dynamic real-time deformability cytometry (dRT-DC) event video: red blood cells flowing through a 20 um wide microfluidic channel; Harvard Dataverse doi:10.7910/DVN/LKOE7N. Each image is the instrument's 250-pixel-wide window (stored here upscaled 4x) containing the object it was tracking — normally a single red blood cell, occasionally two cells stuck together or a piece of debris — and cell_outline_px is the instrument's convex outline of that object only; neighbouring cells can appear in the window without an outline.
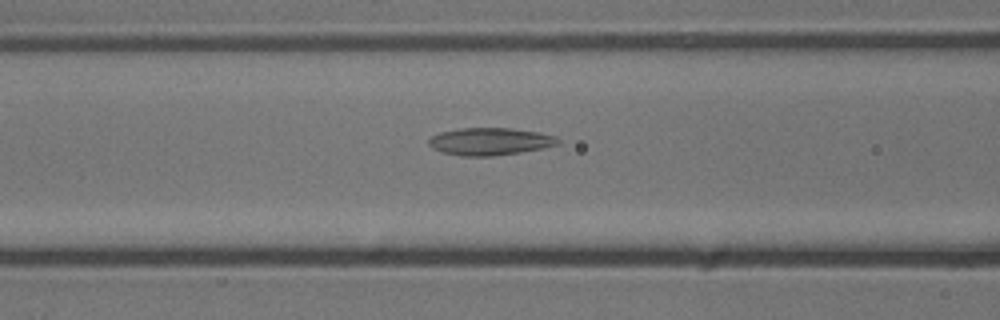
{"species": "common noctule bat (a hibernating species)", "species_latin": "Nyctalus noctula", "temperature_condition": "cold", "stored_images_in_passage": 46, "segment_of_instrument_passage": [1, 2], "camera_frame_rate_fps": 3000, "um_per_image_px": 0.085, "animal": {"sex": "male", "body_mass_g": 13.3}, "frame": {"image": 1, "passage_image": 20, "time_ms": 6.333, "image_size_px": [1000, 320], "cell_outline_px": [[560, 144], [544, 148], [520, 152], [492, 156], [460, 156], [444, 152], [432, 148], [428, 144], [428, 140], [432, 136], [440, 132], [460, 128], [512, 128], [540, 132], [556, 136], [560, 140]], "centroid_in_image_um": [41.68, 12.02], "position_along_channel_um": 124.9, "area_um2": 20.75}}
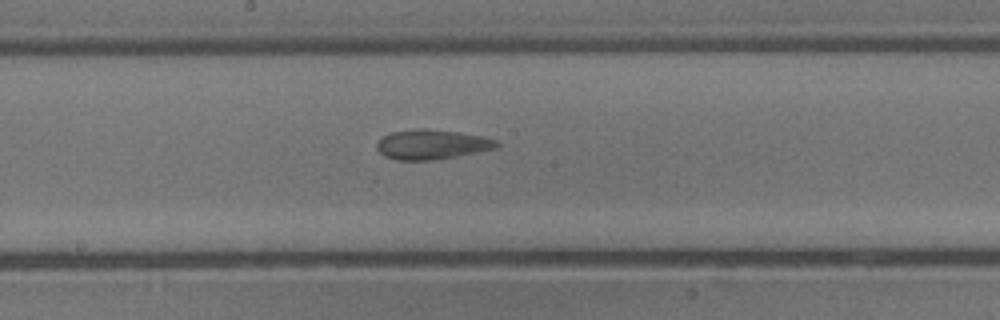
{"frame": {"image": 2, "passage_image": 27, "time_ms": 8.667, "image_size_px": [1000, 320], "cell_outline_px": [[500, 148], [456, 156], [432, 160], [396, 160], [384, 156], [376, 148], [376, 144], [380, 136], [392, 132], [420, 128], [424, 128], [460, 132], [480, 136], [496, 140], [500, 144]], "centroid_in_image_um": [36.69, 12.27], "position_along_channel_um": 211.5, "area_um2": 20.92}}
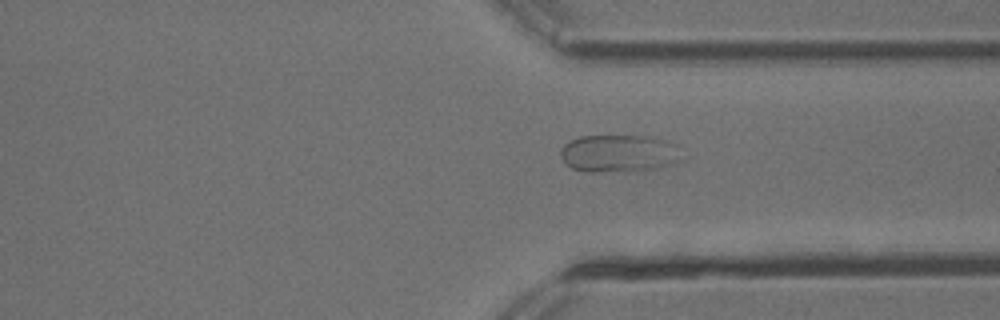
{"frame": {"image": 3, "passage_image": 39, "time_ms": 12.667, "image_size_px": [1000, 320], "cell_outline_px": [[676, 160], [672, 164], [660, 168], [628, 172], [588, 172], [572, 168], [560, 156], [560, 152], [564, 144], [580, 136], [644, 136], [664, 140], [676, 144]], "centroid_in_image_um": [52.54, 13.06], "position_along_channel_um": 358.9, "area_um2": 26.18}}